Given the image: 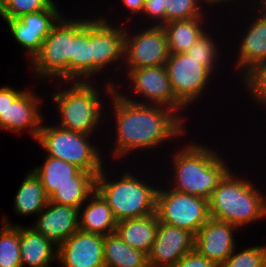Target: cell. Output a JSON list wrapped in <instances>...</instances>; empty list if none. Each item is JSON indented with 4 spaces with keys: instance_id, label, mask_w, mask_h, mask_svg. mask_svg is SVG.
<instances>
[{
    "instance_id": "6da1fadb",
    "label": "cell",
    "mask_w": 266,
    "mask_h": 267,
    "mask_svg": "<svg viewBox=\"0 0 266 267\" xmlns=\"http://www.w3.org/2000/svg\"><path fill=\"white\" fill-rule=\"evenodd\" d=\"M105 81L115 121V145L112 157L119 159L139 150H149L186 135L188 118L174 109L157 104H138L123 98L117 92L113 79ZM113 80V82H112ZM115 85V86H114ZM177 138V139H176Z\"/></svg>"
},
{
    "instance_id": "7a4b0ae2",
    "label": "cell",
    "mask_w": 266,
    "mask_h": 267,
    "mask_svg": "<svg viewBox=\"0 0 266 267\" xmlns=\"http://www.w3.org/2000/svg\"><path fill=\"white\" fill-rule=\"evenodd\" d=\"M213 148L194 143L185 144L173 153L172 178L167 182L175 191L209 200L211 193L231 169Z\"/></svg>"
},
{
    "instance_id": "3957f363",
    "label": "cell",
    "mask_w": 266,
    "mask_h": 267,
    "mask_svg": "<svg viewBox=\"0 0 266 267\" xmlns=\"http://www.w3.org/2000/svg\"><path fill=\"white\" fill-rule=\"evenodd\" d=\"M236 176L232 168L208 200L210 217L243 228L266 218L265 195L250 180Z\"/></svg>"
},
{
    "instance_id": "277c9868",
    "label": "cell",
    "mask_w": 266,
    "mask_h": 267,
    "mask_svg": "<svg viewBox=\"0 0 266 267\" xmlns=\"http://www.w3.org/2000/svg\"><path fill=\"white\" fill-rule=\"evenodd\" d=\"M62 83L71 85L51 93L52 102L58 111V126L92 135L100 127V123L104 124V117L108 115L102 114L106 108L103 106L104 99L102 102L101 92L95 87L94 81H62Z\"/></svg>"
},
{
    "instance_id": "5b68a950",
    "label": "cell",
    "mask_w": 266,
    "mask_h": 267,
    "mask_svg": "<svg viewBox=\"0 0 266 267\" xmlns=\"http://www.w3.org/2000/svg\"><path fill=\"white\" fill-rule=\"evenodd\" d=\"M104 170L103 166L96 176L95 190L111 207L118 222L156 213L158 186L144 182L137 176L138 172L135 176L134 172L125 170L121 178L111 180Z\"/></svg>"
},
{
    "instance_id": "8992f818",
    "label": "cell",
    "mask_w": 266,
    "mask_h": 267,
    "mask_svg": "<svg viewBox=\"0 0 266 267\" xmlns=\"http://www.w3.org/2000/svg\"><path fill=\"white\" fill-rule=\"evenodd\" d=\"M42 123L36 142L45 155L64 160L82 171L97 176L104 164L102 151L91 143L92 135L64 129L58 125Z\"/></svg>"
},
{
    "instance_id": "52a82bcc",
    "label": "cell",
    "mask_w": 266,
    "mask_h": 267,
    "mask_svg": "<svg viewBox=\"0 0 266 267\" xmlns=\"http://www.w3.org/2000/svg\"><path fill=\"white\" fill-rule=\"evenodd\" d=\"M74 39L75 19L61 16L44 39L40 51L30 61L39 80L70 81V56Z\"/></svg>"
},
{
    "instance_id": "ba28073f",
    "label": "cell",
    "mask_w": 266,
    "mask_h": 267,
    "mask_svg": "<svg viewBox=\"0 0 266 267\" xmlns=\"http://www.w3.org/2000/svg\"><path fill=\"white\" fill-rule=\"evenodd\" d=\"M167 188H158L156 194V214L159 222L196 234L211 218L208 200L175 191L169 186Z\"/></svg>"
},
{
    "instance_id": "9c48e42d",
    "label": "cell",
    "mask_w": 266,
    "mask_h": 267,
    "mask_svg": "<svg viewBox=\"0 0 266 267\" xmlns=\"http://www.w3.org/2000/svg\"><path fill=\"white\" fill-rule=\"evenodd\" d=\"M165 67L175 98L187 109L203 98L214 76L200 61L186 53H170Z\"/></svg>"
},
{
    "instance_id": "30bf717a",
    "label": "cell",
    "mask_w": 266,
    "mask_h": 267,
    "mask_svg": "<svg viewBox=\"0 0 266 267\" xmlns=\"http://www.w3.org/2000/svg\"><path fill=\"white\" fill-rule=\"evenodd\" d=\"M168 42L162 26L148 25L140 31L126 29L124 38L125 70L165 65L169 58Z\"/></svg>"
},
{
    "instance_id": "8fae6325",
    "label": "cell",
    "mask_w": 266,
    "mask_h": 267,
    "mask_svg": "<svg viewBox=\"0 0 266 267\" xmlns=\"http://www.w3.org/2000/svg\"><path fill=\"white\" fill-rule=\"evenodd\" d=\"M126 72L127 81L131 86V92L140 97H143L142 101L135 100V97L121 94L120 90L117 91L123 98L136 102L138 104H157L170 107L174 109L178 114L185 110V107L175 98L172 91L170 80L165 65L156 67H142ZM131 81V82H130ZM134 98V99H133ZM144 100V101H143Z\"/></svg>"
},
{
    "instance_id": "7c38bea8",
    "label": "cell",
    "mask_w": 266,
    "mask_h": 267,
    "mask_svg": "<svg viewBox=\"0 0 266 267\" xmlns=\"http://www.w3.org/2000/svg\"><path fill=\"white\" fill-rule=\"evenodd\" d=\"M91 18V51H92V77L108 70L109 65L117 64L122 67L124 61V38L126 24L117 25L110 23L105 16ZM108 21V22H107ZM122 63H121V61ZM120 61V64H119ZM115 64V65H114ZM97 75V76H96Z\"/></svg>"
},
{
    "instance_id": "4fadbf2b",
    "label": "cell",
    "mask_w": 266,
    "mask_h": 267,
    "mask_svg": "<svg viewBox=\"0 0 266 267\" xmlns=\"http://www.w3.org/2000/svg\"><path fill=\"white\" fill-rule=\"evenodd\" d=\"M55 3L52 7L38 12L22 15L19 18H2L11 36L24 48L28 62L40 51L44 39L53 25L63 15Z\"/></svg>"
},
{
    "instance_id": "5bb4252c",
    "label": "cell",
    "mask_w": 266,
    "mask_h": 267,
    "mask_svg": "<svg viewBox=\"0 0 266 267\" xmlns=\"http://www.w3.org/2000/svg\"><path fill=\"white\" fill-rule=\"evenodd\" d=\"M193 250H195L194 233L159 222L154 243L147 255L148 267H173Z\"/></svg>"
},
{
    "instance_id": "9a60e30c",
    "label": "cell",
    "mask_w": 266,
    "mask_h": 267,
    "mask_svg": "<svg viewBox=\"0 0 266 267\" xmlns=\"http://www.w3.org/2000/svg\"><path fill=\"white\" fill-rule=\"evenodd\" d=\"M104 236L78 229L58 246L61 267H105Z\"/></svg>"
},
{
    "instance_id": "2e32d148",
    "label": "cell",
    "mask_w": 266,
    "mask_h": 267,
    "mask_svg": "<svg viewBox=\"0 0 266 267\" xmlns=\"http://www.w3.org/2000/svg\"><path fill=\"white\" fill-rule=\"evenodd\" d=\"M35 90H24L6 109V119H0V131H11L22 134L27 131L36 140L45 121L41 113V103L44 99ZM44 119V120H43Z\"/></svg>"
},
{
    "instance_id": "e0dca14e",
    "label": "cell",
    "mask_w": 266,
    "mask_h": 267,
    "mask_svg": "<svg viewBox=\"0 0 266 267\" xmlns=\"http://www.w3.org/2000/svg\"><path fill=\"white\" fill-rule=\"evenodd\" d=\"M236 230L231 223L210 218L195 234V250L220 267L237 245Z\"/></svg>"
},
{
    "instance_id": "ac0fdd59",
    "label": "cell",
    "mask_w": 266,
    "mask_h": 267,
    "mask_svg": "<svg viewBox=\"0 0 266 267\" xmlns=\"http://www.w3.org/2000/svg\"><path fill=\"white\" fill-rule=\"evenodd\" d=\"M36 217V222L31 227L56 246L62 244L79 229V209L72 206L48 201Z\"/></svg>"
},
{
    "instance_id": "d6986e66",
    "label": "cell",
    "mask_w": 266,
    "mask_h": 267,
    "mask_svg": "<svg viewBox=\"0 0 266 267\" xmlns=\"http://www.w3.org/2000/svg\"><path fill=\"white\" fill-rule=\"evenodd\" d=\"M44 157V163L31 170L42 182L48 198L66 185H95L94 174L82 171L64 160L47 155Z\"/></svg>"
},
{
    "instance_id": "ffe728a7",
    "label": "cell",
    "mask_w": 266,
    "mask_h": 267,
    "mask_svg": "<svg viewBox=\"0 0 266 267\" xmlns=\"http://www.w3.org/2000/svg\"><path fill=\"white\" fill-rule=\"evenodd\" d=\"M259 15V16H258ZM242 39L237 46L236 70L240 75L246 74L254 66L266 62V16L258 13L254 15ZM248 29V30H247Z\"/></svg>"
},
{
    "instance_id": "44dd1931",
    "label": "cell",
    "mask_w": 266,
    "mask_h": 267,
    "mask_svg": "<svg viewBox=\"0 0 266 267\" xmlns=\"http://www.w3.org/2000/svg\"><path fill=\"white\" fill-rule=\"evenodd\" d=\"M117 223L111 207L96 190L79 208V229L82 231L106 236L116 232Z\"/></svg>"
},
{
    "instance_id": "7402d4cb",
    "label": "cell",
    "mask_w": 266,
    "mask_h": 267,
    "mask_svg": "<svg viewBox=\"0 0 266 267\" xmlns=\"http://www.w3.org/2000/svg\"><path fill=\"white\" fill-rule=\"evenodd\" d=\"M58 246L32 227L20 225V259L22 267H51L57 260Z\"/></svg>"
},
{
    "instance_id": "603a6c76",
    "label": "cell",
    "mask_w": 266,
    "mask_h": 267,
    "mask_svg": "<svg viewBox=\"0 0 266 267\" xmlns=\"http://www.w3.org/2000/svg\"><path fill=\"white\" fill-rule=\"evenodd\" d=\"M75 19V39L70 56V81H91V19Z\"/></svg>"
},
{
    "instance_id": "cb8c5ba5",
    "label": "cell",
    "mask_w": 266,
    "mask_h": 267,
    "mask_svg": "<svg viewBox=\"0 0 266 267\" xmlns=\"http://www.w3.org/2000/svg\"><path fill=\"white\" fill-rule=\"evenodd\" d=\"M158 224L157 214L153 213L119 221L116 233L123 242L148 255L156 237Z\"/></svg>"
},
{
    "instance_id": "d4e9b609",
    "label": "cell",
    "mask_w": 266,
    "mask_h": 267,
    "mask_svg": "<svg viewBox=\"0 0 266 267\" xmlns=\"http://www.w3.org/2000/svg\"><path fill=\"white\" fill-rule=\"evenodd\" d=\"M206 19L197 17L164 23L162 27L167 38L169 53H185L207 31L204 24Z\"/></svg>"
},
{
    "instance_id": "484cf974",
    "label": "cell",
    "mask_w": 266,
    "mask_h": 267,
    "mask_svg": "<svg viewBox=\"0 0 266 267\" xmlns=\"http://www.w3.org/2000/svg\"><path fill=\"white\" fill-rule=\"evenodd\" d=\"M48 201L42 182L32 170L28 171L15 195V213L25 217L38 215Z\"/></svg>"
},
{
    "instance_id": "4316f807",
    "label": "cell",
    "mask_w": 266,
    "mask_h": 267,
    "mask_svg": "<svg viewBox=\"0 0 266 267\" xmlns=\"http://www.w3.org/2000/svg\"><path fill=\"white\" fill-rule=\"evenodd\" d=\"M105 267H148L147 255L134 249L115 232L104 236Z\"/></svg>"
},
{
    "instance_id": "83f0119b",
    "label": "cell",
    "mask_w": 266,
    "mask_h": 267,
    "mask_svg": "<svg viewBox=\"0 0 266 267\" xmlns=\"http://www.w3.org/2000/svg\"><path fill=\"white\" fill-rule=\"evenodd\" d=\"M0 231V267H22L20 259V224L3 215Z\"/></svg>"
},
{
    "instance_id": "f1b7e54d",
    "label": "cell",
    "mask_w": 266,
    "mask_h": 267,
    "mask_svg": "<svg viewBox=\"0 0 266 267\" xmlns=\"http://www.w3.org/2000/svg\"><path fill=\"white\" fill-rule=\"evenodd\" d=\"M211 37L210 33L205 31L185 53L200 61L202 66L214 74L215 66L221 55L219 54V46L217 47L215 43L216 40Z\"/></svg>"
},
{
    "instance_id": "f546056e",
    "label": "cell",
    "mask_w": 266,
    "mask_h": 267,
    "mask_svg": "<svg viewBox=\"0 0 266 267\" xmlns=\"http://www.w3.org/2000/svg\"><path fill=\"white\" fill-rule=\"evenodd\" d=\"M163 2L165 8V23L174 20H189L197 17H206V13H208L203 11L205 8L201 5L200 0H163Z\"/></svg>"
},
{
    "instance_id": "4dcf8cb0",
    "label": "cell",
    "mask_w": 266,
    "mask_h": 267,
    "mask_svg": "<svg viewBox=\"0 0 266 267\" xmlns=\"http://www.w3.org/2000/svg\"><path fill=\"white\" fill-rule=\"evenodd\" d=\"M240 78L254 103L266 110V62L254 66Z\"/></svg>"
},
{
    "instance_id": "1f68e13d",
    "label": "cell",
    "mask_w": 266,
    "mask_h": 267,
    "mask_svg": "<svg viewBox=\"0 0 266 267\" xmlns=\"http://www.w3.org/2000/svg\"><path fill=\"white\" fill-rule=\"evenodd\" d=\"M53 0H0L1 18H19L22 15L48 9Z\"/></svg>"
},
{
    "instance_id": "d6a6232c",
    "label": "cell",
    "mask_w": 266,
    "mask_h": 267,
    "mask_svg": "<svg viewBox=\"0 0 266 267\" xmlns=\"http://www.w3.org/2000/svg\"><path fill=\"white\" fill-rule=\"evenodd\" d=\"M220 267H266V244L239 250L235 247Z\"/></svg>"
},
{
    "instance_id": "836d02e7",
    "label": "cell",
    "mask_w": 266,
    "mask_h": 267,
    "mask_svg": "<svg viewBox=\"0 0 266 267\" xmlns=\"http://www.w3.org/2000/svg\"><path fill=\"white\" fill-rule=\"evenodd\" d=\"M95 191V185H66L55 191L49 201L80 208Z\"/></svg>"
},
{
    "instance_id": "e575fe53",
    "label": "cell",
    "mask_w": 266,
    "mask_h": 267,
    "mask_svg": "<svg viewBox=\"0 0 266 267\" xmlns=\"http://www.w3.org/2000/svg\"><path fill=\"white\" fill-rule=\"evenodd\" d=\"M142 14L144 15L142 18L146 16L148 22H150V20L152 22L153 20L152 23L148 24L162 26L165 23V8L163 0H145L141 15Z\"/></svg>"
},
{
    "instance_id": "d590c367",
    "label": "cell",
    "mask_w": 266,
    "mask_h": 267,
    "mask_svg": "<svg viewBox=\"0 0 266 267\" xmlns=\"http://www.w3.org/2000/svg\"><path fill=\"white\" fill-rule=\"evenodd\" d=\"M173 267H218L214 262L207 260L196 250L183 256Z\"/></svg>"
},
{
    "instance_id": "8d00e7d4",
    "label": "cell",
    "mask_w": 266,
    "mask_h": 267,
    "mask_svg": "<svg viewBox=\"0 0 266 267\" xmlns=\"http://www.w3.org/2000/svg\"><path fill=\"white\" fill-rule=\"evenodd\" d=\"M13 87H0V119H6V109L24 91Z\"/></svg>"
},
{
    "instance_id": "74e56055",
    "label": "cell",
    "mask_w": 266,
    "mask_h": 267,
    "mask_svg": "<svg viewBox=\"0 0 266 267\" xmlns=\"http://www.w3.org/2000/svg\"><path fill=\"white\" fill-rule=\"evenodd\" d=\"M145 0H122L121 2L132 15L141 16Z\"/></svg>"
},
{
    "instance_id": "f35d334b",
    "label": "cell",
    "mask_w": 266,
    "mask_h": 267,
    "mask_svg": "<svg viewBox=\"0 0 266 267\" xmlns=\"http://www.w3.org/2000/svg\"><path fill=\"white\" fill-rule=\"evenodd\" d=\"M239 2L238 0H200V3L202 4V6L205 4V5H209L210 7L211 6H217L218 4H219V7H220V4L222 3L223 5L226 3V4H228V3H230V2ZM245 1H247V0H245ZM228 2V3H227Z\"/></svg>"
},
{
    "instance_id": "ab89813d",
    "label": "cell",
    "mask_w": 266,
    "mask_h": 267,
    "mask_svg": "<svg viewBox=\"0 0 266 267\" xmlns=\"http://www.w3.org/2000/svg\"><path fill=\"white\" fill-rule=\"evenodd\" d=\"M256 3L258 4L256 6V9L259 10L258 12L266 16V0H258Z\"/></svg>"
}]
</instances>
